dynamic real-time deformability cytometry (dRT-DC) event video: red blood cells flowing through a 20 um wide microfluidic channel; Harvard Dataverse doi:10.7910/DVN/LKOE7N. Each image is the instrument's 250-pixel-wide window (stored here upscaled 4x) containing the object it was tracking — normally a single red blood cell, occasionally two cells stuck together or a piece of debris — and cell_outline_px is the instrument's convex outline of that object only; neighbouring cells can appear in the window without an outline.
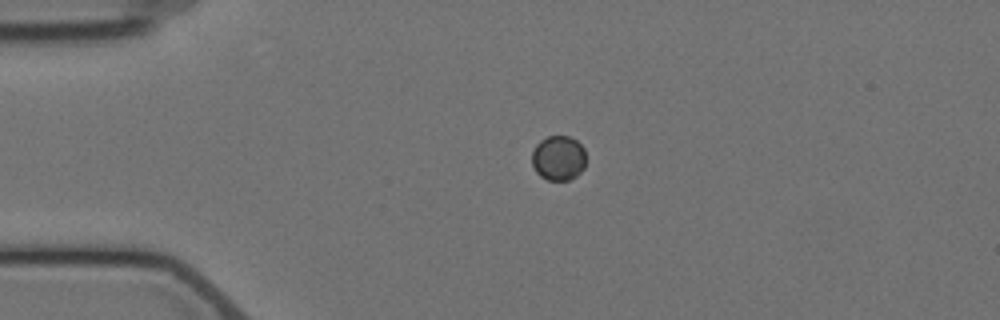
{"species": "Egyptian fruit bat (a non-hibernating species)", "species_latin": "Rousettus aegyptiacus", "temperature_condition": "cold", "stored_images_in_passage": 6, "camera_frame_rate_fps": 3000, "um_per_image_px": 0.085, "animal": {"sex": "female"}, "frame": {"image": 1, "passage_image": 5, "time_ms": 4.333, "image_size_px": [1000, 320], "cell_outline_px": [[584, 168], [576, 176], [568, 180], [548, 180], [540, 176], [536, 172], [532, 164], [532, 152], [536, 144], [540, 140], [548, 136], [568, 136], [576, 140], [584, 148]], "centroid_in_image_um": [47.45, 13.43], "position_along_channel_um": 37.6, "area_um2": 14.1}}